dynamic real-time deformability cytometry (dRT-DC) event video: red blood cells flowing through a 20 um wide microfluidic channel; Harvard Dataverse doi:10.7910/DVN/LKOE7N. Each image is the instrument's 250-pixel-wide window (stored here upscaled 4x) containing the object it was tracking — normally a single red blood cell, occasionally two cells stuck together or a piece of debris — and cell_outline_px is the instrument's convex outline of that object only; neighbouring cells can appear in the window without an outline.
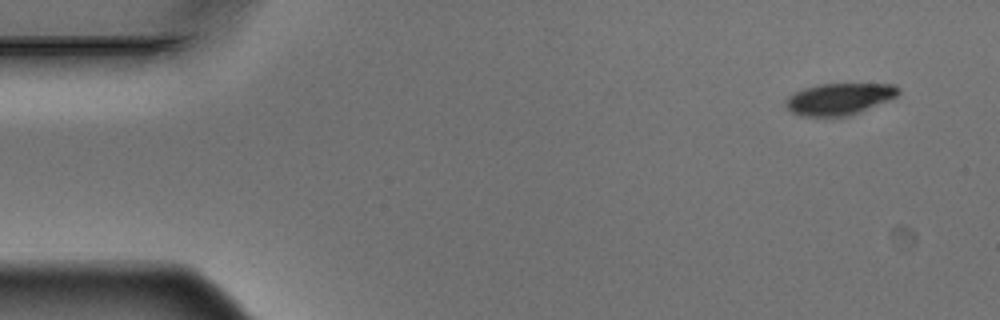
{"species": "Egyptian fruit bat (a non-hibernating species)", "species_latin": "Rousettus aegyptiacus", "temperature_condition": "warm", "stored_images_in_passage": 4, "camera_frame_rate_fps": 3000, "um_per_image_px": 0.085, "animal": {"sex": "male"}, "frame": {"image": 1, "passage_image": 1, "time_ms": 0.0, "image_size_px": [1000, 320], "cell_outline_px": [[900, 92], [896, 96], [888, 100], [860, 112], [848, 116], [800, 116], [792, 112], [784, 104], [784, 100], [788, 96], [804, 88], [820, 84], [896, 84], [900, 88]], "centroid_in_image_um": [71.33, 8.41], "position_along_channel_um": 13.7, "area_um2": 20.75}}
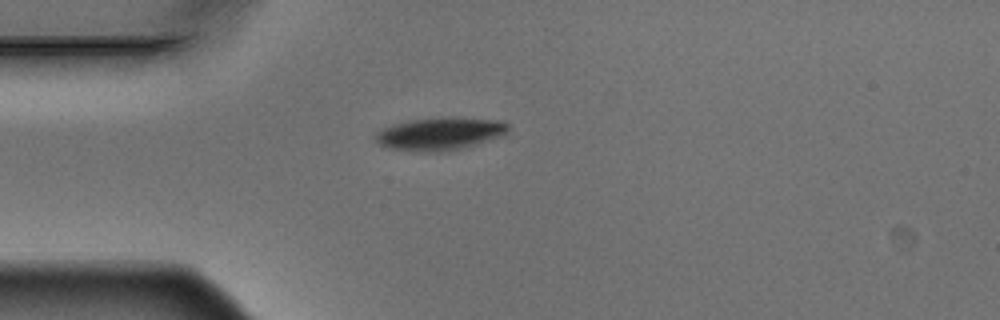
{"frame": {"image": 2, "passage_image": 4, "time_ms": 1.0, "image_size_px": [1000, 320], "cell_outline_px": [[508, 132], [504, 136], [476, 144], [444, 152], [420, 152], [392, 148], [380, 144], [376, 140], [376, 136], [384, 128], [396, 124], [412, 120], [504, 120], [508, 124]], "centroid_in_image_um": [37.45, 11.43], "position_along_channel_um": 47.6, "area_um2": 23.93}}